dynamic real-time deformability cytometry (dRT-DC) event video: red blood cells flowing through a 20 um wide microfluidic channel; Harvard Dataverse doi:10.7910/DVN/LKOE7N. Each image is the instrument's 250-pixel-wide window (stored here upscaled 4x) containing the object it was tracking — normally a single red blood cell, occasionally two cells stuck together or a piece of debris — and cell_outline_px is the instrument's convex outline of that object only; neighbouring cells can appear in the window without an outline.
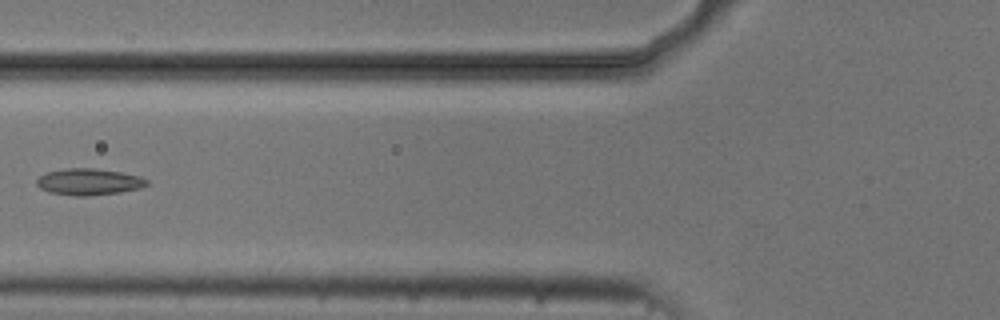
{"species": "common noctule bat (a hibernating species)", "species_latin": "Nyctalus noctula", "temperature_condition": "cold", "stored_images_in_passage": 7, "camera_frame_rate_fps": 3000, "um_per_image_px": 0.085, "animal": {"sex": "male", "body_mass_g": 20.5, "forearm_length_mm": 52.5}, "frame": {"image": 1, "passage_image": 5, "time_ms": 4.667, "image_size_px": [1000, 320], "cell_outline_px": [[148, 184], [140, 188], [120, 192], [88, 196], [72, 196], [48, 192], [40, 188], [36, 184], [36, 180], [40, 176], [48, 172], [68, 168], [92, 168], [120, 172], [140, 176], [148, 180]], "centroid_in_image_um": [7.54, 15.46], "position_along_channel_um": 118.3, "area_um2": 16.99}}
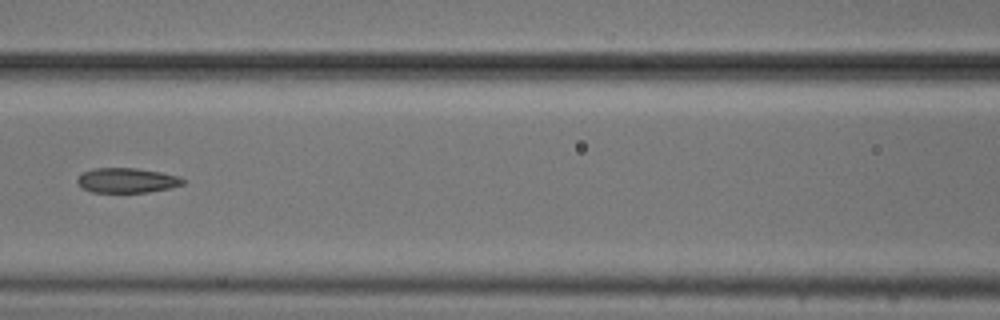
{"frame": {"image": 2, "passage_image": 6, "time_ms": 5.667, "image_size_px": [1000, 320], "cell_outline_px": [[184, 184], [172, 188], [148, 192], [92, 192], [84, 188], [76, 180], [84, 172], [92, 168], [136, 168], [160, 172], [180, 176], [184, 180]], "centroid_in_image_um": [10.83, 15.33], "position_along_channel_um": 155.8, "area_um2": 15.2}}
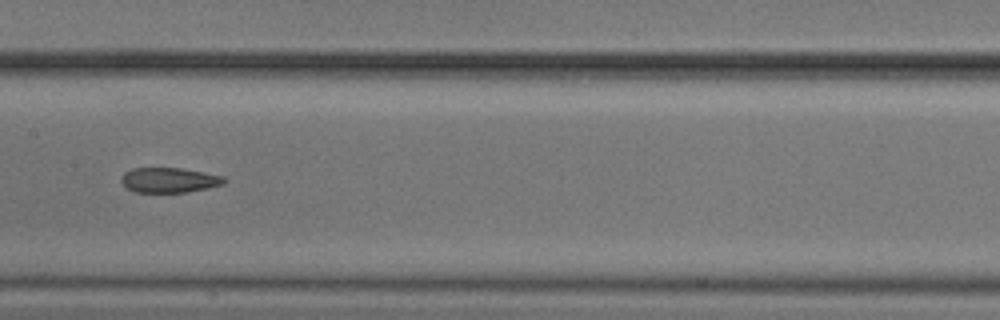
{"frame": {"image": 3, "passage_image": 7, "time_ms": 6.667, "image_size_px": [1000, 320], "cell_outline_px": [[228, 180], [224, 184], [184, 192], [136, 192], [128, 188], [120, 180], [124, 172], [132, 168], [180, 168], [204, 172], [224, 176]], "centroid_in_image_um": [14.39, 15.29], "position_along_channel_um": 193.0, "area_um2": 14.85}}